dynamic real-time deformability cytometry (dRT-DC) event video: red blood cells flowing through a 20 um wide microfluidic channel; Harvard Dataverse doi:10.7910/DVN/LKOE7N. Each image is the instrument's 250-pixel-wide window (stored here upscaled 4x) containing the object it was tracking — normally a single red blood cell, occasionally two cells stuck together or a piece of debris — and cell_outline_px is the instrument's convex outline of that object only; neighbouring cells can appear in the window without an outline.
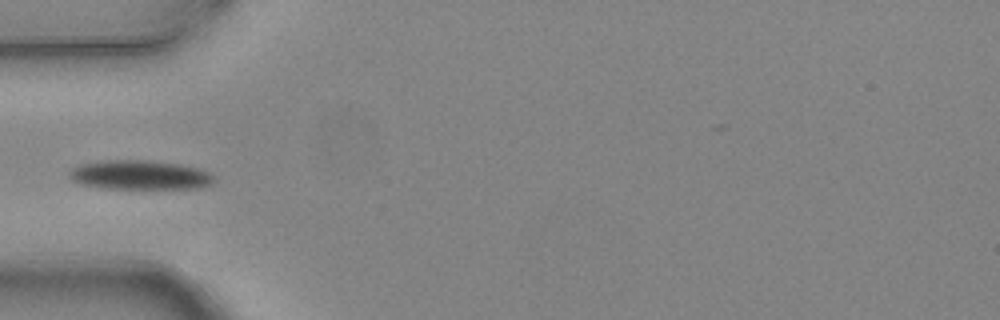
{"species": "common noctule bat (a hibernating species)", "species_latin": "Nyctalus noctula", "temperature_condition": "warm", "stored_images_in_passage": 5, "camera_frame_rate_fps": 3000, "um_per_image_px": 0.085, "animal": {"sex": "female", "body_mass_g": 24.6, "forearm_length_mm": 56.2}, "frame": {"image": 1, "passage_image": 5, "time_ms": 1.333, "image_size_px": [1000, 320], "cell_outline_px": [[212, 180], [208, 184], [200, 188], [104, 188], [84, 184], [72, 180], [68, 176], [68, 172], [72, 168], [80, 164], [100, 160], [148, 160], [180, 164], [196, 168], [208, 172], [212, 176]], "centroid_in_image_um": [11.81, 14.86], "position_along_channel_um": 73.2, "area_um2": 24.39}}